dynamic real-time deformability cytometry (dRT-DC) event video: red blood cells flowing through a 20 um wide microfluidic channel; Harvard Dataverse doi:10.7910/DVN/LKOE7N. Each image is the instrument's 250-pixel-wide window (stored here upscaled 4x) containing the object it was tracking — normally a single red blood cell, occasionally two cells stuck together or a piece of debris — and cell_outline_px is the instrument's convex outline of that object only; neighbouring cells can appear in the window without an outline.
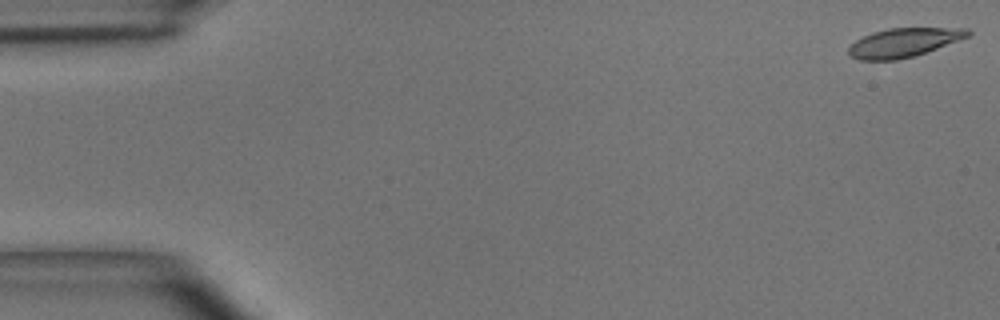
{"species": "common noctule bat (a hibernating species)", "species_latin": "Nyctalus noctula", "temperature_condition": "room temperature", "stored_images_in_passage": 49, "camera_frame_rate_fps": 3000, "um_per_image_px": 0.085, "animal": {"sex": "male", "body_mass_g": 15.6}, "frame": {"image": 1, "passage_image": 1, "time_ms": 0.0, "image_size_px": [1000, 320], "cell_outline_px": [[972, 32], [968, 36], [916, 56], [896, 60], [860, 60], [852, 56], [848, 52], [848, 48], [856, 40], [872, 32], [888, 28], [968, 28]], "centroid_in_image_um": [76.81, 3.62], "position_along_channel_um": 8.2, "area_um2": 19.94}}
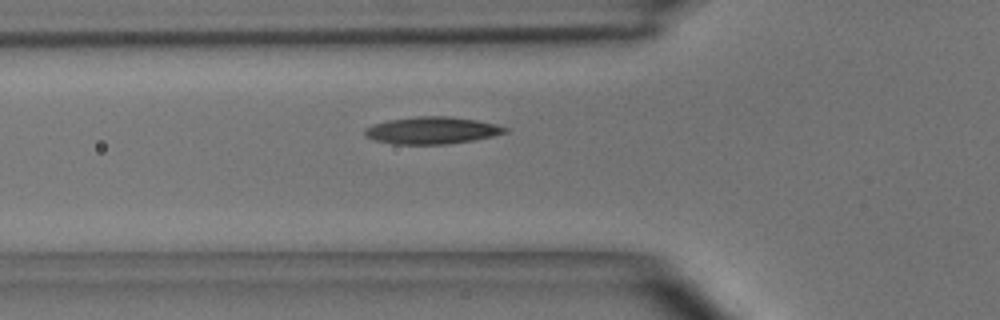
{"frame": {"image": 2, "passage_image": 17, "time_ms": 5.333, "image_size_px": [1000, 320], "cell_outline_px": [[508, 132], [476, 140], [448, 144], [392, 144], [376, 140], [364, 136], [364, 128], [372, 124], [388, 120], [416, 116], [452, 116], [476, 120], [496, 124], [508, 128]], "centroid_in_image_um": [36.71, 11.08], "position_along_channel_um": 89.1, "area_um2": 22.37}}
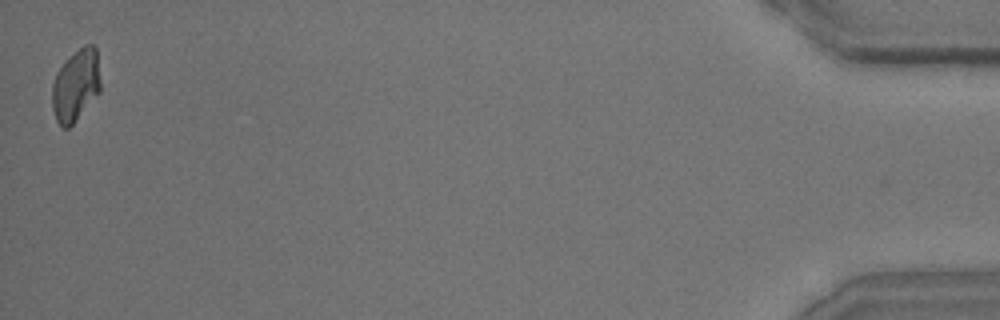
{"frame": {"image": 3, "passage_image": 49, "time_ms": 16.0, "image_size_px": [1000, 320], "cell_outline_px": [[100, 92], [72, 124], [68, 128], [64, 128], [56, 120], [52, 108], [52, 84], [56, 72], [84, 44], [92, 44], [96, 48], [100, 80]], "centroid_in_image_um": [6.44, 7.27], "position_along_channel_um": 428.8, "area_um2": 19.94}, "authors_computed_cell_mechanics": {"area_um2": 20.808, "velocity_mm_per_s": 4.0248, "shape_relaxation_time_tau1_ms": 3.2693, "shape_relaxation_time_tau2_ms": 1.6285, "deformation_change_tau1": 0.1319, "deformation_change_tau2": 0.0816}}